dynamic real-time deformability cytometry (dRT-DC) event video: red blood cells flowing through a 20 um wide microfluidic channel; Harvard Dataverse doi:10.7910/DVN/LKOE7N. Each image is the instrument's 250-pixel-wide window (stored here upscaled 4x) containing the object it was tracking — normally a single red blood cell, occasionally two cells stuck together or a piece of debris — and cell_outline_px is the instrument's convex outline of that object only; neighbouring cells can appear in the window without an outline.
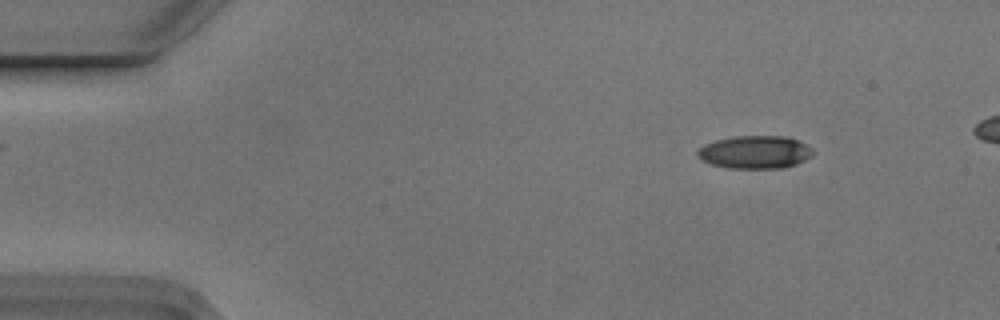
{"species": "Egyptian fruit bat (a non-hibernating species)", "species_latin": "Rousettus aegyptiacus", "temperature_condition": "cold", "stored_images_in_passage": 3, "camera_frame_rate_fps": 3000, "um_per_image_px": 0.085, "animal": {"sex": "male"}, "frame": {"image": 1, "passage_image": 1, "time_ms": 0.0, "image_size_px": [1000, 320], "cell_outline_px": [[812, 156], [796, 164], [780, 168], [728, 168], [712, 164], [700, 160], [696, 156], [696, 152], [704, 144], [716, 140], [732, 136], [788, 136], [812, 148]], "centroid_in_image_um": [64.13, 12.93], "position_along_channel_um": 20.9, "area_um2": 22.14}}